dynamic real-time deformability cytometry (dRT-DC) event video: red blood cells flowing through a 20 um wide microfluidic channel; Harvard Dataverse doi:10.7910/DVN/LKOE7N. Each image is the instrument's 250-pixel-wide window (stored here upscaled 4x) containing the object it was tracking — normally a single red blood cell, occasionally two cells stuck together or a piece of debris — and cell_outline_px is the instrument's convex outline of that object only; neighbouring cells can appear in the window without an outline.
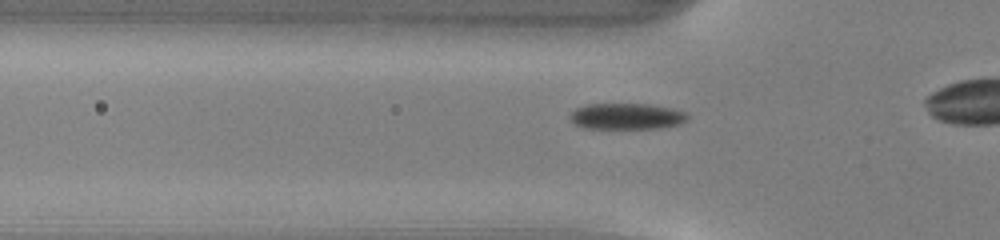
{"species": "common noctule bat (a hibernating species)", "species_latin": "Nyctalus noctula", "temperature_condition": "warm", "stored_images_in_passage": 28, "camera_frame_rate_fps": 3000, "um_per_image_px": 0.085, "animal": {"sex": "male", "body_mass_g": 13.0, "forearm_length_mm": 53.1}, "frame": {"image": 1, "passage_image": 5, "time_ms": 1.333, "image_size_px": [1000, 240], "cell_outline_px": [[688, 120], [680, 124], [660, 128], [584, 128], [576, 124], [568, 116], [576, 108], [588, 104], [648, 104], [672, 108], [684, 112], [688, 116]], "centroid_in_image_um": [53.28, 9.88], "position_along_channel_um": 72.5, "area_um2": 17.8}}
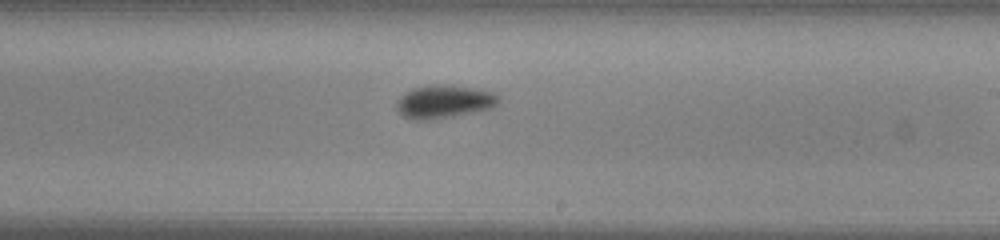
{"frame": {"image": 2, "passage_image": 18, "time_ms": 5.667, "image_size_px": [1000, 240], "cell_outline_px": [[500, 100], [492, 108], [432, 120], [412, 120], [404, 116], [396, 108], [396, 104], [400, 96], [404, 92], [412, 88], [432, 84], [448, 84], [476, 88], [496, 92], [500, 96]], "centroid_in_image_um": [37.75, 8.62], "position_along_channel_um": 251.2, "area_um2": 20.0}}
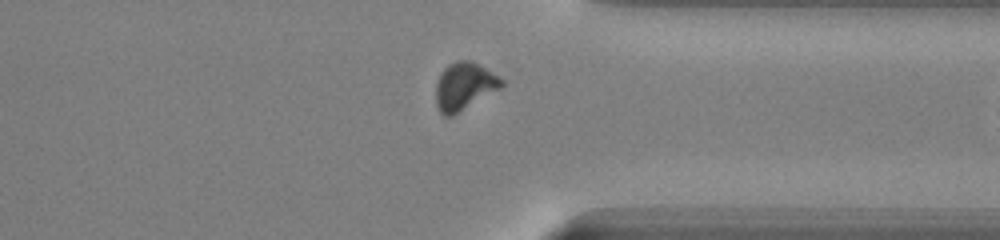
{"frame": {"image": 3, "passage_image": 27, "time_ms": 8.667, "image_size_px": [1000, 240], "cell_outline_px": [[504, 84], [500, 88], [452, 116], [444, 116], [440, 112], [436, 104], [436, 84], [440, 72], [448, 64], [456, 60], [472, 60], [480, 64], [504, 80]], "centroid_in_image_um": [39.45, 7.3], "position_along_channel_um": 372.0, "area_um2": 18.21}}